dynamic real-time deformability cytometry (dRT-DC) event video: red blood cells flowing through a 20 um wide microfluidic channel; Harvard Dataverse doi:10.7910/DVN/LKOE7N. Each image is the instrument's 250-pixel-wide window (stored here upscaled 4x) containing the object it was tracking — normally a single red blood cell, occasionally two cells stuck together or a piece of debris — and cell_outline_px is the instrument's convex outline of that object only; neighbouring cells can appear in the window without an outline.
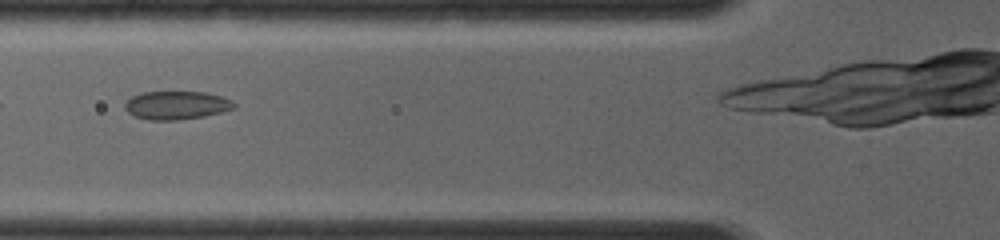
{"species": "common noctule bat (a hibernating species)", "species_latin": "Nyctalus noctula", "temperature_condition": "room temperature", "stored_images_in_passage": 35, "camera_frame_rate_fps": 4000, "um_per_image_px": 0.085, "animal": {"sex": "female", "body_mass_g": 19.0, "forearm_length_mm": 56.7}, "frame": {"image": 1, "passage_image": 4, "time_ms": 0.75, "image_size_px": [1000, 240], "cell_outline_px": [[236, 108], [204, 116], [176, 120], [148, 120], [136, 116], [128, 112], [124, 108], [124, 104], [132, 96], [144, 92], [204, 92], [220, 96], [232, 100], [236, 104]], "centroid_in_image_um": [15.01, 8.94], "position_along_channel_um": 110.8, "area_um2": 17.92}}
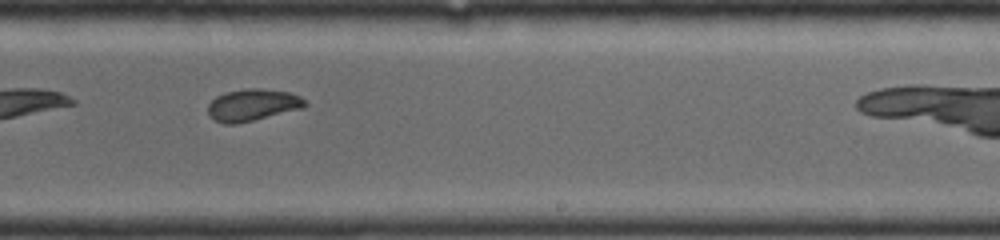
{"frame": {"image": 2, "passage_image": 19, "time_ms": 4.25, "image_size_px": [1000, 240], "cell_outline_px": [[308, 104], [304, 108], [236, 124], [224, 124], [208, 116], [208, 104], [216, 96], [228, 92], [248, 88], [260, 88], [288, 92], [300, 96]], "centroid_in_image_um": [21.47, 8.92], "position_along_channel_um": 267.5, "area_um2": 17.98}}
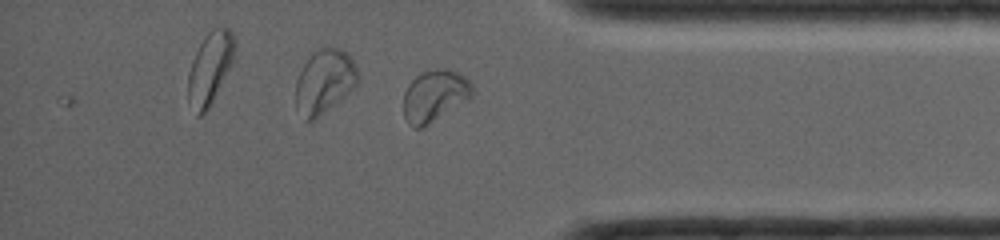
{"frame": {"image": 3, "passage_image": 35, "time_ms": 7.25, "image_size_px": [1000, 240], "cell_outline_px": [[472, 96], [420, 128], [416, 128], [404, 116], [404, 92], [408, 84], [420, 72], [436, 68], [444, 68], [456, 72], [464, 76], [472, 84]], "centroid_in_image_um": [36.92, 8.08], "position_along_channel_um": 398.3, "area_um2": 20.06}}